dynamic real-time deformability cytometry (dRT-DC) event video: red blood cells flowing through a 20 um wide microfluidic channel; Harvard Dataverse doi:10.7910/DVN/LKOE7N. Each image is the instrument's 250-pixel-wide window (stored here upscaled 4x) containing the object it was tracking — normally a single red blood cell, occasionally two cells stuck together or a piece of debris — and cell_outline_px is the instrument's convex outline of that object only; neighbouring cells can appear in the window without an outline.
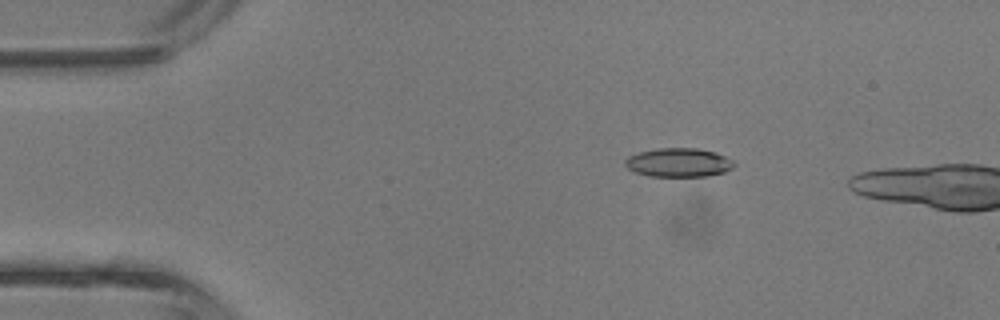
{"species": "common noctule bat (a hibernating species)", "species_latin": "Nyctalus noctula", "temperature_condition": "room temperature", "stored_images_in_passage": 7, "camera_frame_rate_fps": 3000, "um_per_image_px": 0.085, "animal": {"sex": "male", "body_mass_g": 13.3}, "frame": {"image": 1, "passage_image": 5, "time_ms": 1.333, "image_size_px": [1000, 320], "cell_outline_px": [[736, 164], [732, 168], [724, 172], [708, 176], [648, 176], [636, 172], [628, 168], [624, 164], [624, 160], [628, 156], [640, 152], [660, 148], [696, 148], [716, 152], [732, 160]], "centroid_in_image_um": [57.68, 13.81], "position_along_channel_um": 27.3, "area_um2": 18.26}}